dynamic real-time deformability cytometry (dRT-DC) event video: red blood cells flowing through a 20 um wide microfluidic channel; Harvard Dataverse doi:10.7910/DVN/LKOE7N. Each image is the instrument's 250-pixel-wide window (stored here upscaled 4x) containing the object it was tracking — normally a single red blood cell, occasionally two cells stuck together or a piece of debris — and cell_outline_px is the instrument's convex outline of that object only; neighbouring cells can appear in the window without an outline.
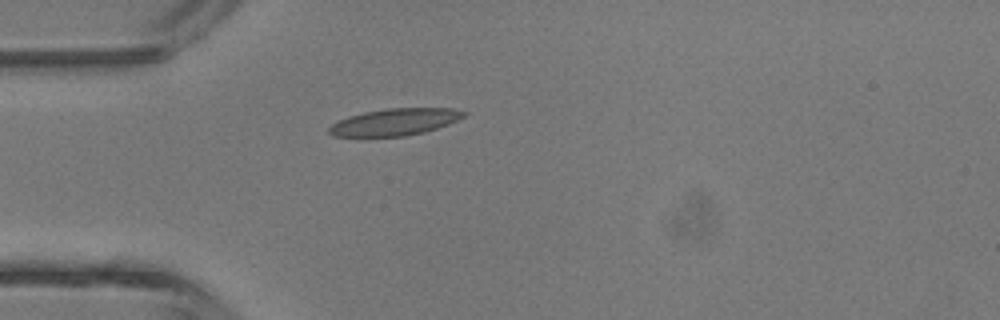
{"species": "common noctule bat (a hibernating species)", "species_latin": "Nyctalus noctula", "temperature_condition": "room temperature", "stored_images_in_passage": 1, "camera_frame_rate_fps": 3000, "um_per_image_px": 0.085, "animal": {"sex": "male", "body_mass_g": 13.3}, "frame": {"image": 1, "passage_image": 1, "time_ms": 0.0, "image_size_px": [1000, 320], "cell_outline_px": [[468, 112], [464, 116], [448, 124], [424, 132], [404, 136], [332, 136], [328, 132], [328, 128], [332, 124], [348, 116], [364, 112], [388, 108], [452, 108]], "centroid_in_image_um": [33.55, 10.36], "position_along_channel_um": 51.4, "area_um2": 20.92}}